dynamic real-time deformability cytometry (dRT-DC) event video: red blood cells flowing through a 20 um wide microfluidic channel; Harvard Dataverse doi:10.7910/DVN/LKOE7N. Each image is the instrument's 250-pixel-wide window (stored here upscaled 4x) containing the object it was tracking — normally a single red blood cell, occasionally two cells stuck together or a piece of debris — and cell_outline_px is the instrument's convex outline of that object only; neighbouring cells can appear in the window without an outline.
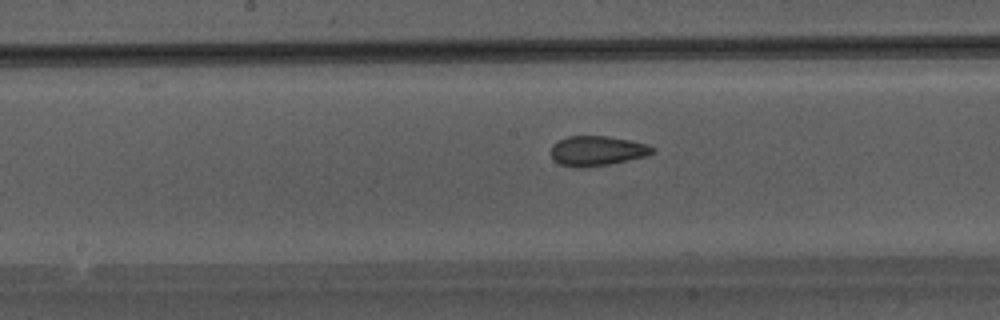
{"species": "Egyptian fruit bat (a non-hibernating species)", "species_latin": "Rousettus aegyptiacus", "temperature_condition": "warm", "stored_images_in_passage": 23, "camera_frame_rate_fps": 3000, "um_per_image_px": 0.085, "animal": {"sex": "male"}, "frame": {"image": 1, "passage_image": 10, "time_ms": 3.0, "image_size_px": [1000, 320], "cell_outline_px": [[656, 152], [644, 156], [628, 160], [608, 164], [584, 168], [572, 168], [560, 164], [552, 160], [552, 144], [568, 136], [608, 136], [648, 144], [656, 148]], "centroid_in_image_um": [50.75, 12.83], "position_along_channel_um": 197.5, "area_um2": 17.74}}